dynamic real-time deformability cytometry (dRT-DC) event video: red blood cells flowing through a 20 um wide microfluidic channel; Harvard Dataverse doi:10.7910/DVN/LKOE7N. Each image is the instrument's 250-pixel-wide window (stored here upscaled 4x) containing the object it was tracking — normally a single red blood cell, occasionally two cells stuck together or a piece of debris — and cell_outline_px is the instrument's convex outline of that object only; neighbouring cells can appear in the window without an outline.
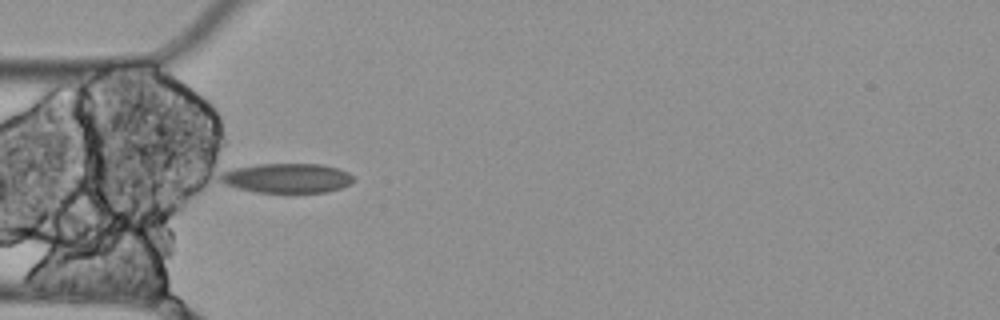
{"species": "Egyptian fruit bat (a non-hibernating species)", "species_latin": "Rousettus aegyptiacus", "temperature_condition": "cold", "stored_images_in_passage": 7, "camera_frame_rate_fps": 3000, "um_per_image_px": 0.085, "animal": {"sex": "female"}, "frame": {"image": 1, "passage_image": 4, "time_ms": 1.0, "image_size_px": [1000, 320], "cell_outline_px": [[356, 180], [340, 188], [328, 192], [256, 192], [236, 188], [224, 184], [220, 180], [216, 172], [232, 168], [256, 164], [324, 164], [348, 172]], "centroid_in_image_um": [24.31, 15.13], "position_along_channel_um": 60.7, "area_um2": 23.24}}
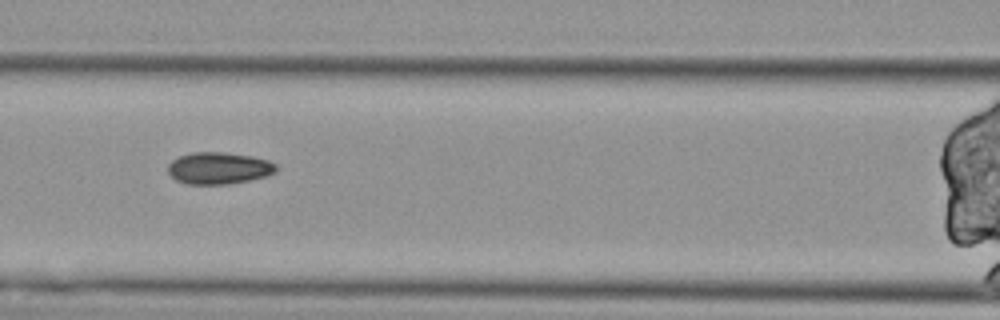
{"frame": {"image": 2, "passage_image": 6, "time_ms": 1.667, "image_size_px": [1000, 320], "cell_outline_px": [[276, 172], [264, 176], [248, 180], [228, 184], [188, 184], [176, 180], [168, 172], [168, 164], [172, 160], [180, 156], [192, 152], [224, 152], [252, 156], [268, 160], [276, 164]], "centroid_in_image_um": [18.58, 14.28], "position_along_channel_um": 148.0, "area_um2": 20.0}}
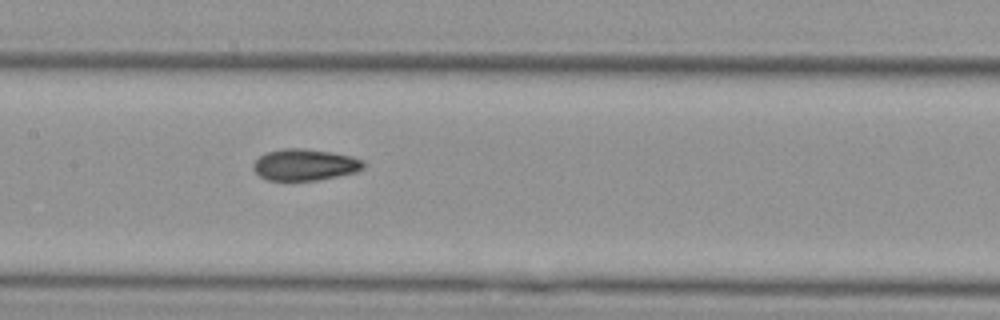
{"frame": {"image": 3, "passage_image": 7, "time_ms": 2.0, "image_size_px": [1000, 320], "cell_outline_px": [[364, 168], [356, 172], [316, 180], [268, 180], [260, 176], [252, 168], [252, 164], [264, 152], [284, 148], [304, 148], [332, 152], [352, 156], [364, 160]], "centroid_in_image_um": [25.91, 13.99], "position_along_channel_um": 181.5, "area_um2": 20.29}}